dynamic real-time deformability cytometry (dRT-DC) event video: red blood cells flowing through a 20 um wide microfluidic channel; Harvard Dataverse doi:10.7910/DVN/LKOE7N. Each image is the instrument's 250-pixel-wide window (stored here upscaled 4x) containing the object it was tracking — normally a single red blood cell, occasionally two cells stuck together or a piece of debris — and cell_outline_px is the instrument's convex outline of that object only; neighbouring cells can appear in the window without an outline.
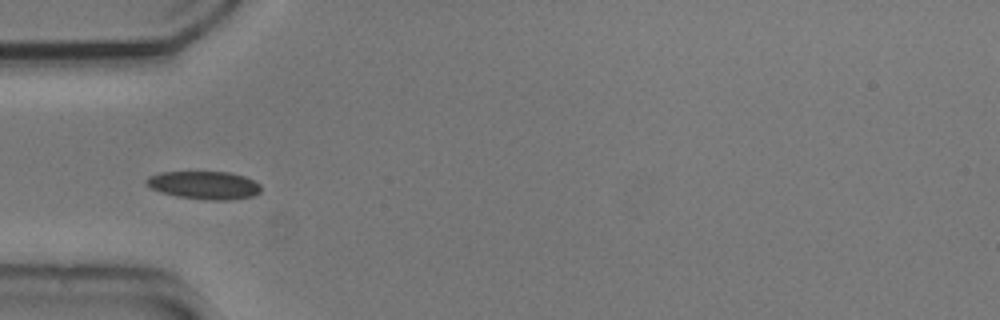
{"species": "common noctule bat (a hibernating species)", "species_latin": "Nyctalus noctula", "temperature_condition": "cold", "stored_images_in_passage": 18, "camera_frame_rate_fps": 3000, "um_per_image_px": 0.085, "animal": {"sex": "male", "body_mass_g": 20.5, "forearm_length_mm": 52.5}, "frame": {"image": 1, "passage_image": 3, "time_ms": 0.667, "image_size_px": [1000, 320], "cell_outline_px": [[260, 192], [252, 196], [228, 200], [208, 200], [176, 196], [160, 192], [152, 188], [144, 180], [148, 176], [160, 172], [232, 172], [244, 176], [260, 184]], "centroid_in_image_um": [17.35, 15.73], "position_along_channel_um": 67.7, "area_um2": 18.67}}